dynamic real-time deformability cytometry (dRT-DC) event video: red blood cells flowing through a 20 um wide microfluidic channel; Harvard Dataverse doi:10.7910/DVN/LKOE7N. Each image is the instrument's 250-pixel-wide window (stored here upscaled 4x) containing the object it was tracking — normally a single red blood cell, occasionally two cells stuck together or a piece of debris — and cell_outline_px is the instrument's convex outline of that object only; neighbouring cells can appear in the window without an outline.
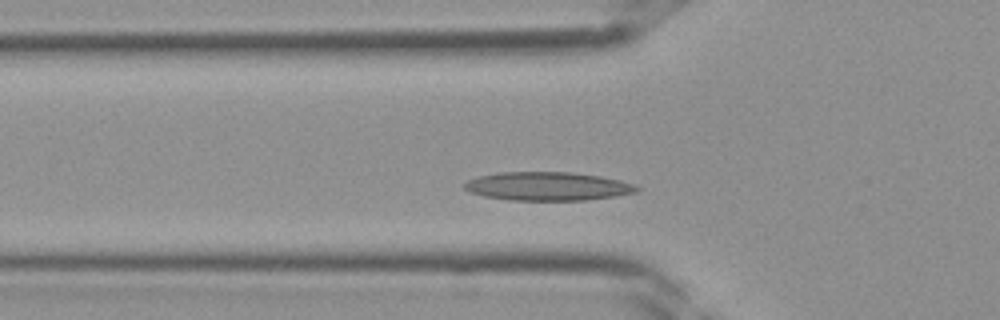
{"species": "Egyptian fruit bat (a non-hibernating species)", "species_latin": "Rousettus aegyptiacus", "temperature_condition": "room temperature", "stored_images_in_passage": 34, "camera_frame_rate_fps": 3000, "um_per_image_px": 0.085, "frame": {"image": 1, "passage_image": 7, "time_ms": 2.0, "image_size_px": [1000, 320], "cell_outline_px": [[640, 188], [636, 192], [616, 196], [584, 200], [508, 200], [484, 196], [472, 192], [464, 188], [464, 184], [468, 180], [480, 176], [500, 172], [572, 172], [600, 176], [620, 180], [632, 184]], "centroid_in_image_um": [46.56, 15.83], "position_along_channel_um": 79.2, "area_um2": 28.5}}
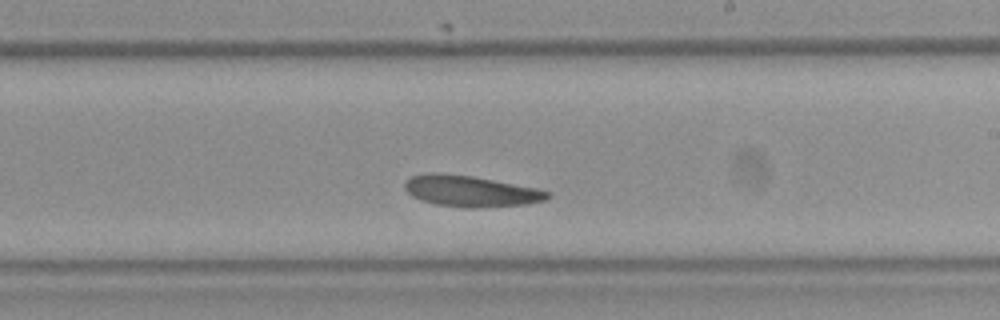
{"frame": {"image": 2, "passage_image": 17, "time_ms": 5.333, "image_size_px": [1000, 320], "cell_outline_px": [[552, 196], [544, 200], [528, 204], [476, 208], [464, 208], [436, 204], [420, 200], [412, 196], [404, 188], [404, 180], [412, 176], [424, 172], [440, 172], [472, 176], [540, 188], [552, 192]], "centroid_in_image_um": [40.02, 16.24], "position_along_channel_um": 249.0, "area_um2": 26.41}}
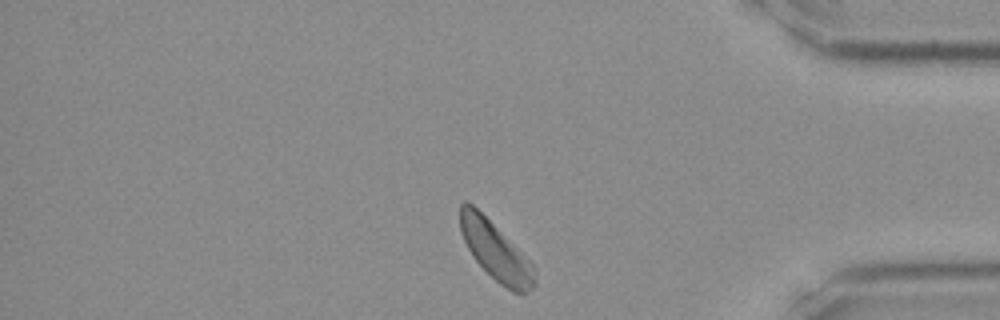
{"frame": {"image": 3, "passage_image": 27, "time_ms": 8.667, "image_size_px": [1000, 320], "cell_outline_px": [[536, 284], [532, 288], [524, 292], [512, 292], [500, 284], [476, 260], [468, 248], [460, 232], [460, 204], [464, 200], [472, 204], [536, 268]], "centroid_in_image_um": [42.12, 21.36], "position_along_channel_um": 393.1, "area_um2": 24.39}}